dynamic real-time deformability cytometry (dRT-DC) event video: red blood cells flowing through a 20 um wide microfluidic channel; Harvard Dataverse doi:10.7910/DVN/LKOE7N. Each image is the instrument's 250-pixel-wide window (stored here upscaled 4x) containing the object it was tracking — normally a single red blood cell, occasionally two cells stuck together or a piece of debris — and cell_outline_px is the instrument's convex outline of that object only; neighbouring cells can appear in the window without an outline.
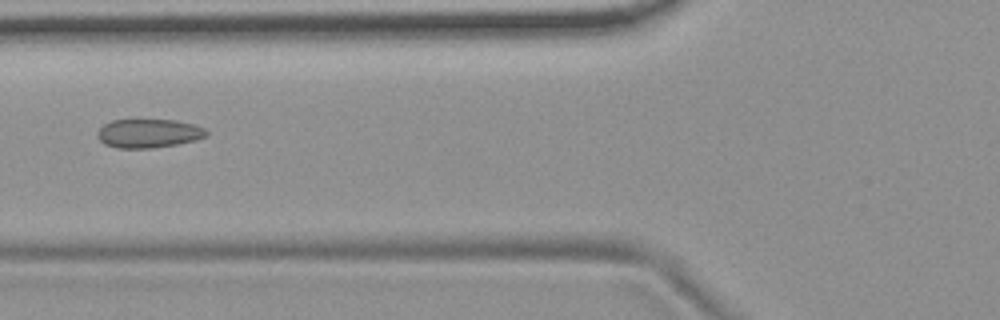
{"species": "common noctule bat (a hibernating species)", "species_latin": "Nyctalus noctula", "temperature_condition": "room temperature", "stored_images_in_passage": 6, "camera_frame_rate_fps": 3000, "um_per_image_px": 0.085, "animal": {"sex": "female", "body_mass_g": 19.9}, "frame": {"image": 1, "passage_image": 6, "time_ms": 5.667, "image_size_px": [1000, 320], "cell_outline_px": [[208, 136], [196, 140], [176, 144], [152, 148], [116, 148], [104, 144], [96, 136], [96, 132], [104, 124], [112, 120], [176, 120], [192, 124], [204, 128], [208, 132]], "centroid_in_image_um": [12.61, 11.34], "position_along_channel_um": 113.2, "area_um2": 18.32}}